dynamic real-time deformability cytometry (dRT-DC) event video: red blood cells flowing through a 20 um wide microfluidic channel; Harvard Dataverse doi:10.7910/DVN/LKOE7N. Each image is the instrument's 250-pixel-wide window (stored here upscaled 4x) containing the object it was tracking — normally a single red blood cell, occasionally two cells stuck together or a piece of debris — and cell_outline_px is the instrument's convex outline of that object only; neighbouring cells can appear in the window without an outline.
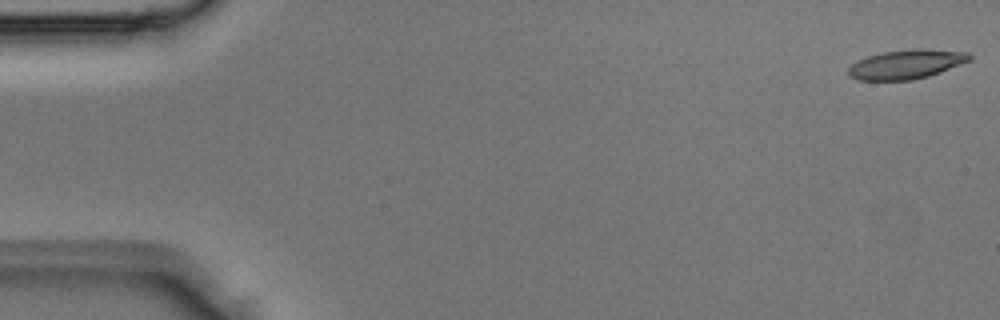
{"species": "Egyptian fruit bat (a non-hibernating species)", "species_latin": "Rousettus aegyptiacus", "temperature_condition": "room temperature", "stored_images_in_passage": 5, "segment_of_instrument_passage": [1, 2], "camera_frame_rate_fps": 3000, "um_per_image_px": 0.085, "animal": {"sex": "male"}, "frame": {"image": 1, "passage_image": 1, "time_ms": 0.0, "image_size_px": [1000, 320], "cell_outline_px": [[972, 60], [940, 72], [928, 76], [912, 80], [856, 80], [848, 76], [848, 68], [852, 64], [868, 56], [884, 52], [912, 48], [920, 48], [968, 52], [972, 56]], "centroid_in_image_um": [77.05, 5.46], "position_along_channel_um": 7.9, "area_um2": 20.69}}